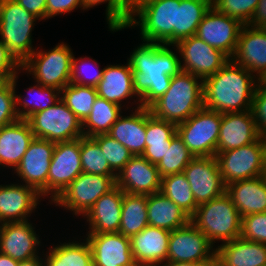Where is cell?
<instances>
[{"label": "cell", "mask_w": 266, "mask_h": 266, "mask_svg": "<svg viewBox=\"0 0 266 266\" xmlns=\"http://www.w3.org/2000/svg\"><path fill=\"white\" fill-rule=\"evenodd\" d=\"M128 59L132 69L134 90L140 106L148 108L170 87L172 76L181 71L180 56L168 45L142 41Z\"/></svg>", "instance_id": "obj_1"}, {"label": "cell", "mask_w": 266, "mask_h": 266, "mask_svg": "<svg viewBox=\"0 0 266 266\" xmlns=\"http://www.w3.org/2000/svg\"><path fill=\"white\" fill-rule=\"evenodd\" d=\"M260 83L254 74L230 59L214 75L203 80V106L221 114L251 110Z\"/></svg>", "instance_id": "obj_2"}, {"label": "cell", "mask_w": 266, "mask_h": 266, "mask_svg": "<svg viewBox=\"0 0 266 266\" xmlns=\"http://www.w3.org/2000/svg\"><path fill=\"white\" fill-rule=\"evenodd\" d=\"M177 6H180V0H141L131 8L125 27L109 29L116 32L139 26L143 41L174 46L177 43Z\"/></svg>", "instance_id": "obj_3"}, {"label": "cell", "mask_w": 266, "mask_h": 266, "mask_svg": "<svg viewBox=\"0 0 266 266\" xmlns=\"http://www.w3.org/2000/svg\"><path fill=\"white\" fill-rule=\"evenodd\" d=\"M202 107L203 80L180 71L172 76L168 90L148 108L156 118L178 125Z\"/></svg>", "instance_id": "obj_4"}, {"label": "cell", "mask_w": 266, "mask_h": 266, "mask_svg": "<svg viewBox=\"0 0 266 266\" xmlns=\"http://www.w3.org/2000/svg\"><path fill=\"white\" fill-rule=\"evenodd\" d=\"M190 222L207 237L212 245L218 240L225 243L241 236L242 218L226 192L199 204L190 217Z\"/></svg>", "instance_id": "obj_5"}, {"label": "cell", "mask_w": 266, "mask_h": 266, "mask_svg": "<svg viewBox=\"0 0 266 266\" xmlns=\"http://www.w3.org/2000/svg\"><path fill=\"white\" fill-rule=\"evenodd\" d=\"M36 20L14 0H0V41L20 64L36 50L31 37Z\"/></svg>", "instance_id": "obj_6"}, {"label": "cell", "mask_w": 266, "mask_h": 266, "mask_svg": "<svg viewBox=\"0 0 266 266\" xmlns=\"http://www.w3.org/2000/svg\"><path fill=\"white\" fill-rule=\"evenodd\" d=\"M73 52L58 43L49 51H34L22 64L21 69L34 75L35 82L62 90L71 82Z\"/></svg>", "instance_id": "obj_7"}, {"label": "cell", "mask_w": 266, "mask_h": 266, "mask_svg": "<svg viewBox=\"0 0 266 266\" xmlns=\"http://www.w3.org/2000/svg\"><path fill=\"white\" fill-rule=\"evenodd\" d=\"M219 171L225 185L266 175V138L240 148L216 152Z\"/></svg>", "instance_id": "obj_8"}, {"label": "cell", "mask_w": 266, "mask_h": 266, "mask_svg": "<svg viewBox=\"0 0 266 266\" xmlns=\"http://www.w3.org/2000/svg\"><path fill=\"white\" fill-rule=\"evenodd\" d=\"M222 114L204 106L177 125V134L195 157L215 156Z\"/></svg>", "instance_id": "obj_9"}, {"label": "cell", "mask_w": 266, "mask_h": 266, "mask_svg": "<svg viewBox=\"0 0 266 266\" xmlns=\"http://www.w3.org/2000/svg\"><path fill=\"white\" fill-rule=\"evenodd\" d=\"M27 121L34 137L54 143L73 141L84 136L82 122L61 99L53 106L34 113Z\"/></svg>", "instance_id": "obj_10"}, {"label": "cell", "mask_w": 266, "mask_h": 266, "mask_svg": "<svg viewBox=\"0 0 266 266\" xmlns=\"http://www.w3.org/2000/svg\"><path fill=\"white\" fill-rule=\"evenodd\" d=\"M116 178L82 172L53 202L84 216L101 196L116 186Z\"/></svg>", "instance_id": "obj_11"}, {"label": "cell", "mask_w": 266, "mask_h": 266, "mask_svg": "<svg viewBox=\"0 0 266 266\" xmlns=\"http://www.w3.org/2000/svg\"><path fill=\"white\" fill-rule=\"evenodd\" d=\"M174 47L184 61L180 63L181 71L202 80L214 75L230 60L225 53L208 45L196 35L178 41Z\"/></svg>", "instance_id": "obj_12"}, {"label": "cell", "mask_w": 266, "mask_h": 266, "mask_svg": "<svg viewBox=\"0 0 266 266\" xmlns=\"http://www.w3.org/2000/svg\"><path fill=\"white\" fill-rule=\"evenodd\" d=\"M207 237L191 222L171 231L167 261L202 264L215 257V249Z\"/></svg>", "instance_id": "obj_13"}, {"label": "cell", "mask_w": 266, "mask_h": 266, "mask_svg": "<svg viewBox=\"0 0 266 266\" xmlns=\"http://www.w3.org/2000/svg\"><path fill=\"white\" fill-rule=\"evenodd\" d=\"M81 137L68 142H57L48 173V195L51 202L82 172Z\"/></svg>", "instance_id": "obj_14"}, {"label": "cell", "mask_w": 266, "mask_h": 266, "mask_svg": "<svg viewBox=\"0 0 266 266\" xmlns=\"http://www.w3.org/2000/svg\"><path fill=\"white\" fill-rule=\"evenodd\" d=\"M55 146L54 142L34 137L14 170L26 186L33 187L42 197L48 195V173Z\"/></svg>", "instance_id": "obj_15"}, {"label": "cell", "mask_w": 266, "mask_h": 266, "mask_svg": "<svg viewBox=\"0 0 266 266\" xmlns=\"http://www.w3.org/2000/svg\"><path fill=\"white\" fill-rule=\"evenodd\" d=\"M183 174L198 205L226 192L215 156L194 157L183 170Z\"/></svg>", "instance_id": "obj_16"}, {"label": "cell", "mask_w": 266, "mask_h": 266, "mask_svg": "<svg viewBox=\"0 0 266 266\" xmlns=\"http://www.w3.org/2000/svg\"><path fill=\"white\" fill-rule=\"evenodd\" d=\"M243 25L239 20L224 15L211 6L200 22L195 35L231 59Z\"/></svg>", "instance_id": "obj_17"}, {"label": "cell", "mask_w": 266, "mask_h": 266, "mask_svg": "<svg viewBox=\"0 0 266 266\" xmlns=\"http://www.w3.org/2000/svg\"><path fill=\"white\" fill-rule=\"evenodd\" d=\"M94 266H138L130 246V238L119 232L87 234Z\"/></svg>", "instance_id": "obj_18"}, {"label": "cell", "mask_w": 266, "mask_h": 266, "mask_svg": "<svg viewBox=\"0 0 266 266\" xmlns=\"http://www.w3.org/2000/svg\"><path fill=\"white\" fill-rule=\"evenodd\" d=\"M116 185L128 194L150 195L160 192L161 177L155 164L133 156L118 173Z\"/></svg>", "instance_id": "obj_19"}, {"label": "cell", "mask_w": 266, "mask_h": 266, "mask_svg": "<svg viewBox=\"0 0 266 266\" xmlns=\"http://www.w3.org/2000/svg\"><path fill=\"white\" fill-rule=\"evenodd\" d=\"M238 65L255 74L261 82L266 81V31L243 25L237 47L231 58Z\"/></svg>", "instance_id": "obj_20"}, {"label": "cell", "mask_w": 266, "mask_h": 266, "mask_svg": "<svg viewBox=\"0 0 266 266\" xmlns=\"http://www.w3.org/2000/svg\"><path fill=\"white\" fill-rule=\"evenodd\" d=\"M29 221L7 222L0 225V253L16 261L37 257L40 239Z\"/></svg>", "instance_id": "obj_21"}, {"label": "cell", "mask_w": 266, "mask_h": 266, "mask_svg": "<svg viewBox=\"0 0 266 266\" xmlns=\"http://www.w3.org/2000/svg\"><path fill=\"white\" fill-rule=\"evenodd\" d=\"M254 117L250 110L223 113L217 143V152L240 148L260 138Z\"/></svg>", "instance_id": "obj_22"}, {"label": "cell", "mask_w": 266, "mask_h": 266, "mask_svg": "<svg viewBox=\"0 0 266 266\" xmlns=\"http://www.w3.org/2000/svg\"><path fill=\"white\" fill-rule=\"evenodd\" d=\"M42 197L24 184L0 185V224L27 221Z\"/></svg>", "instance_id": "obj_23"}, {"label": "cell", "mask_w": 266, "mask_h": 266, "mask_svg": "<svg viewBox=\"0 0 266 266\" xmlns=\"http://www.w3.org/2000/svg\"><path fill=\"white\" fill-rule=\"evenodd\" d=\"M171 231L146 226L130 237V246L138 266H160L167 261L168 241Z\"/></svg>", "instance_id": "obj_24"}, {"label": "cell", "mask_w": 266, "mask_h": 266, "mask_svg": "<svg viewBox=\"0 0 266 266\" xmlns=\"http://www.w3.org/2000/svg\"><path fill=\"white\" fill-rule=\"evenodd\" d=\"M124 191L117 185L101 196L83 216L89 223L88 234L118 232ZM86 216V217H85Z\"/></svg>", "instance_id": "obj_25"}, {"label": "cell", "mask_w": 266, "mask_h": 266, "mask_svg": "<svg viewBox=\"0 0 266 266\" xmlns=\"http://www.w3.org/2000/svg\"><path fill=\"white\" fill-rule=\"evenodd\" d=\"M226 193L242 217L266 212V175L232 182Z\"/></svg>", "instance_id": "obj_26"}, {"label": "cell", "mask_w": 266, "mask_h": 266, "mask_svg": "<svg viewBox=\"0 0 266 266\" xmlns=\"http://www.w3.org/2000/svg\"><path fill=\"white\" fill-rule=\"evenodd\" d=\"M34 139L27 120L18 121L0 128V164L14 170L20 164L22 156Z\"/></svg>", "instance_id": "obj_27"}, {"label": "cell", "mask_w": 266, "mask_h": 266, "mask_svg": "<svg viewBox=\"0 0 266 266\" xmlns=\"http://www.w3.org/2000/svg\"><path fill=\"white\" fill-rule=\"evenodd\" d=\"M132 113L129 116L120 115L108 135L125 146L133 156H139L146 147V108L138 104Z\"/></svg>", "instance_id": "obj_28"}, {"label": "cell", "mask_w": 266, "mask_h": 266, "mask_svg": "<svg viewBox=\"0 0 266 266\" xmlns=\"http://www.w3.org/2000/svg\"><path fill=\"white\" fill-rule=\"evenodd\" d=\"M215 257L221 266H266V244L239 237L220 244Z\"/></svg>", "instance_id": "obj_29"}, {"label": "cell", "mask_w": 266, "mask_h": 266, "mask_svg": "<svg viewBox=\"0 0 266 266\" xmlns=\"http://www.w3.org/2000/svg\"><path fill=\"white\" fill-rule=\"evenodd\" d=\"M96 89L99 97L119 106H121L122 100L133 96H137L140 103V97L134 90L132 69L129 62H127V66L107 65Z\"/></svg>", "instance_id": "obj_30"}, {"label": "cell", "mask_w": 266, "mask_h": 266, "mask_svg": "<svg viewBox=\"0 0 266 266\" xmlns=\"http://www.w3.org/2000/svg\"><path fill=\"white\" fill-rule=\"evenodd\" d=\"M148 225L173 231L190 222V216L161 192L148 195Z\"/></svg>", "instance_id": "obj_31"}, {"label": "cell", "mask_w": 266, "mask_h": 266, "mask_svg": "<svg viewBox=\"0 0 266 266\" xmlns=\"http://www.w3.org/2000/svg\"><path fill=\"white\" fill-rule=\"evenodd\" d=\"M18 75L16 74L12 78L15 91V109L19 119L27 120L31 115L36 112L43 111L50 106H53L61 99V91L54 87H45L37 82V85L29 87L28 95H33L35 98L29 99V96H25L23 99L22 96L16 94V81ZM35 90V91H34ZM33 92V93H32ZM20 107L22 106V110Z\"/></svg>", "instance_id": "obj_32"}, {"label": "cell", "mask_w": 266, "mask_h": 266, "mask_svg": "<svg viewBox=\"0 0 266 266\" xmlns=\"http://www.w3.org/2000/svg\"><path fill=\"white\" fill-rule=\"evenodd\" d=\"M147 200L148 195L124 192L118 231L120 234L130 238L148 226Z\"/></svg>", "instance_id": "obj_33"}, {"label": "cell", "mask_w": 266, "mask_h": 266, "mask_svg": "<svg viewBox=\"0 0 266 266\" xmlns=\"http://www.w3.org/2000/svg\"><path fill=\"white\" fill-rule=\"evenodd\" d=\"M47 254L44 266H93L92 250L87 239L81 243L72 241L51 246Z\"/></svg>", "instance_id": "obj_34"}, {"label": "cell", "mask_w": 266, "mask_h": 266, "mask_svg": "<svg viewBox=\"0 0 266 266\" xmlns=\"http://www.w3.org/2000/svg\"><path fill=\"white\" fill-rule=\"evenodd\" d=\"M121 108L122 106L98 96L94 101L90 114L82 122L83 135L93 137L108 134L112 125L121 115Z\"/></svg>", "instance_id": "obj_35"}, {"label": "cell", "mask_w": 266, "mask_h": 266, "mask_svg": "<svg viewBox=\"0 0 266 266\" xmlns=\"http://www.w3.org/2000/svg\"><path fill=\"white\" fill-rule=\"evenodd\" d=\"M212 0H180L177 6V42L196 34Z\"/></svg>", "instance_id": "obj_36"}, {"label": "cell", "mask_w": 266, "mask_h": 266, "mask_svg": "<svg viewBox=\"0 0 266 266\" xmlns=\"http://www.w3.org/2000/svg\"><path fill=\"white\" fill-rule=\"evenodd\" d=\"M160 192L172 200L190 217L198 207L190 184L183 173L172 174L161 178Z\"/></svg>", "instance_id": "obj_37"}, {"label": "cell", "mask_w": 266, "mask_h": 266, "mask_svg": "<svg viewBox=\"0 0 266 266\" xmlns=\"http://www.w3.org/2000/svg\"><path fill=\"white\" fill-rule=\"evenodd\" d=\"M61 100L83 122L90 114L95 99L98 97L94 86L69 83L61 90Z\"/></svg>", "instance_id": "obj_38"}, {"label": "cell", "mask_w": 266, "mask_h": 266, "mask_svg": "<svg viewBox=\"0 0 266 266\" xmlns=\"http://www.w3.org/2000/svg\"><path fill=\"white\" fill-rule=\"evenodd\" d=\"M81 165L84 173L117 177L99 144L92 137H81Z\"/></svg>", "instance_id": "obj_39"}, {"label": "cell", "mask_w": 266, "mask_h": 266, "mask_svg": "<svg viewBox=\"0 0 266 266\" xmlns=\"http://www.w3.org/2000/svg\"><path fill=\"white\" fill-rule=\"evenodd\" d=\"M195 156L183 143L178 134L171 140L170 148H167L165 156L156 165L160 177L183 173V170Z\"/></svg>", "instance_id": "obj_40"}, {"label": "cell", "mask_w": 266, "mask_h": 266, "mask_svg": "<svg viewBox=\"0 0 266 266\" xmlns=\"http://www.w3.org/2000/svg\"><path fill=\"white\" fill-rule=\"evenodd\" d=\"M100 146L111 170L118 175L123 167L133 157L132 153L119 141L108 134H100L92 137Z\"/></svg>", "instance_id": "obj_41"}, {"label": "cell", "mask_w": 266, "mask_h": 266, "mask_svg": "<svg viewBox=\"0 0 266 266\" xmlns=\"http://www.w3.org/2000/svg\"><path fill=\"white\" fill-rule=\"evenodd\" d=\"M177 135V125L153 116L146 108V146L171 144Z\"/></svg>", "instance_id": "obj_42"}, {"label": "cell", "mask_w": 266, "mask_h": 266, "mask_svg": "<svg viewBox=\"0 0 266 266\" xmlns=\"http://www.w3.org/2000/svg\"><path fill=\"white\" fill-rule=\"evenodd\" d=\"M107 2L106 18L109 28L125 27L129 21L131 8L126 0H83L84 9H90Z\"/></svg>", "instance_id": "obj_43"}, {"label": "cell", "mask_w": 266, "mask_h": 266, "mask_svg": "<svg viewBox=\"0 0 266 266\" xmlns=\"http://www.w3.org/2000/svg\"><path fill=\"white\" fill-rule=\"evenodd\" d=\"M259 0H212V6L219 12L247 25Z\"/></svg>", "instance_id": "obj_44"}, {"label": "cell", "mask_w": 266, "mask_h": 266, "mask_svg": "<svg viewBox=\"0 0 266 266\" xmlns=\"http://www.w3.org/2000/svg\"><path fill=\"white\" fill-rule=\"evenodd\" d=\"M88 58H79L75 59L73 55L72 59V73H71V82L70 83H76L79 85H85V86H94L96 87L99 83V81L102 78L104 68L102 70H99L97 67V62L94 60L92 64L91 60L87 61ZM89 62V63H87ZM91 62V63H90ZM92 64V65H90ZM95 67L96 70L92 72L93 68ZM89 75V76H88Z\"/></svg>", "instance_id": "obj_45"}, {"label": "cell", "mask_w": 266, "mask_h": 266, "mask_svg": "<svg viewBox=\"0 0 266 266\" xmlns=\"http://www.w3.org/2000/svg\"><path fill=\"white\" fill-rule=\"evenodd\" d=\"M241 238L266 244V212L242 217Z\"/></svg>", "instance_id": "obj_46"}, {"label": "cell", "mask_w": 266, "mask_h": 266, "mask_svg": "<svg viewBox=\"0 0 266 266\" xmlns=\"http://www.w3.org/2000/svg\"><path fill=\"white\" fill-rule=\"evenodd\" d=\"M19 120L15 109V91L12 81L0 86V128Z\"/></svg>", "instance_id": "obj_47"}, {"label": "cell", "mask_w": 266, "mask_h": 266, "mask_svg": "<svg viewBox=\"0 0 266 266\" xmlns=\"http://www.w3.org/2000/svg\"><path fill=\"white\" fill-rule=\"evenodd\" d=\"M251 113L261 137L266 138V83L261 82L254 93Z\"/></svg>", "instance_id": "obj_48"}, {"label": "cell", "mask_w": 266, "mask_h": 266, "mask_svg": "<svg viewBox=\"0 0 266 266\" xmlns=\"http://www.w3.org/2000/svg\"><path fill=\"white\" fill-rule=\"evenodd\" d=\"M19 69L22 70L21 64L0 41V78L4 81H11L18 74Z\"/></svg>", "instance_id": "obj_49"}, {"label": "cell", "mask_w": 266, "mask_h": 266, "mask_svg": "<svg viewBox=\"0 0 266 266\" xmlns=\"http://www.w3.org/2000/svg\"><path fill=\"white\" fill-rule=\"evenodd\" d=\"M82 8L83 0H47L46 2V19L52 18L59 14L70 13L76 8Z\"/></svg>", "instance_id": "obj_50"}, {"label": "cell", "mask_w": 266, "mask_h": 266, "mask_svg": "<svg viewBox=\"0 0 266 266\" xmlns=\"http://www.w3.org/2000/svg\"><path fill=\"white\" fill-rule=\"evenodd\" d=\"M26 11L33 14L39 20H46V2L47 0H14Z\"/></svg>", "instance_id": "obj_51"}, {"label": "cell", "mask_w": 266, "mask_h": 266, "mask_svg": "<svg viewBox=\"0 0 266 266\" xmlns=\"http://www.w3.org/2000/svg\"><path fill=\"white\" fill-rule=\"evenodd\" d=\"M170 145L171 144H158L146 146L142 156L150 163L157 165L163 156H165V152L167 151V148H170Z\"/></svg>", "instance_id": "obj_52"}, {"label": "cell", "mask_w": 266, "mask_h": 266, "mask_svg": "<svg viewBox=\"0 0 266 266\" xmlns=\"http://www.w3.org/2000/svg\"><path fill=\"white\" fill-rule=\"evenodd\" d=\"M247 25L257 29L266 28V0H259L254 14Z\"/></svg>", "instance_id": "obj_53"}, {"label": "cell", "mask_w": 266, "mask_h": 266, "mask_svg": "<svg viewBox=\"0 0 266 266\" xmlns=\"http://www.w3.org/2000/svg\"><path fill=\"white\" fill-rule=\"evenodd\" d=\"M43 261L44 259L37 256L28 260L18 262V266H44Z\"/></svg>", "instance_id": "obj_54"}, {"label": "cell", "mask_w": 266, "mask_h": 266, "mask_svg": "<svg viewBox=\"0 0 266 266\" xmlns=\"http://www.w3.org/2000/svg\"><path fill=\"white\" fill-rule=\"evenodd\" d=\"M0 266H18V261L8 255L0 253Z\"/></svg>", "instance_id": "obj_55"}, {"label": "cell", "mask_w": 266, "mask_h": 266, "mask_svg": "<svg viewBox=\"0 0 266 266\" xmlns=\"http://www.w3.org/2000/svg\"><path fill=\"white\" fill-rule=\"evenodd\" d=\"M160 266H196V263L166 261V263H163V265L161 264Z\"/></svg>", "instance_id": "obj_56"}, {"label": "cell", "mask_w": 266, "mask_h": 266, "mask_svg": "<svg viewBox=\"0 0 266 266\" xmlns=\"http://www.w3.org/2000/svg\"><path fill=\"white\" fill-rule=\"evenodd\" d=\"M196 266H221V265L218 259L214 257L210 261L202 263V264H196Z\"/></svg>", "instance_id": "obj_57"}, {"label": "cell", "mask_w": 266, "mask_h": 266, "mask_svg": "<svg viewBox=\"0 0 266 266\" xmlns=\"http://www.w3.org/2000/svg\"><path fill=\"white\" fill-rule=\"evenodd\" d=\"M129 3L130 8L133 7V0H126Z\"/></svg>", "instance_id": "obj_58"}, {"label": "cell", "mask_w": 266, "mask_h": 266, "mask_svg": "<svg viewBox=\"0 0 266 266\" xmlns=\"http://www.w3.org/2000/svg\"><path fill=\"white\" fill-rule=\"evenodd\" d=\"M141 0H133V6L135 5V4H137L138 2H140Z\"/></svg>", "instance_id": "obj_59"}, {"label": "cell", "mask_w": 266, "mask_h": 266, "mask_svg": "<svg viewBox=\"0 0 266 266\" xmlns=\"http://www.w3.org/2000/svg\"><path fill=\"white\" fill-rule=\"evenodd\" d=\"M5 81L2 79V78H0V86L4 83Z\"/></svg>", "instance_id": "obj_60"}]
</instances>
